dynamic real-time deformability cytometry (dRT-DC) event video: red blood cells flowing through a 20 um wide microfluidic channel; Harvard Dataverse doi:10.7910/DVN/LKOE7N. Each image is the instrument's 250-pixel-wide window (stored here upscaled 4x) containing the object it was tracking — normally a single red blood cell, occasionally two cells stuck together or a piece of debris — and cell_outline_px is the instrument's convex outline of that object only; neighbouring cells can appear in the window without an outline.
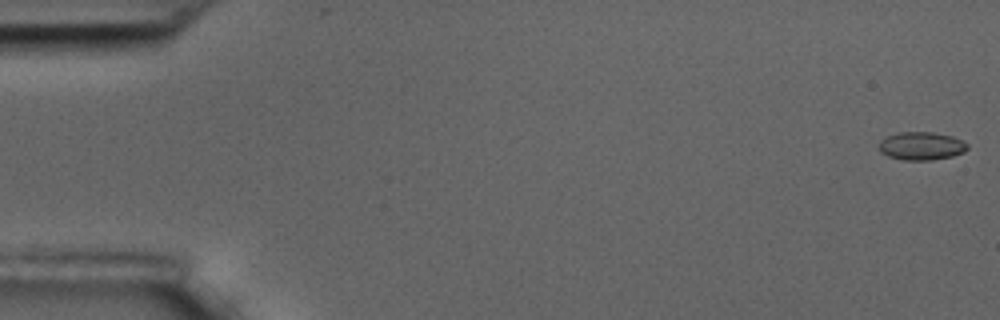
{"species": "common noctule bat (a hibernating species)", "species_latin": "Nyctalus noctula", "temperature_condition": "room temperature", "stored_images_in_passage": 17, "camera_frame_rate_fps": 3000, "um_per_image_px": 0.085, "animal": {"sex": "male", "body_mass_g": 17.5, "forearm_length_mm": 52.3}, "frame": {"image": 1, "passage_image": 1, "time_ms": 0.0, "image_size_px": [1000, 320], "cell_outline_px": [[968, 148], [964, 152], [952, 156], [932, 160], [904, 160], [888, 156], [880, 152], [880, 140], [888, 136], [900, 132], [932, 132], [952, 136], [964, 140], [968, 144]], "centroid_in_image_um": [78.35, 12.41], "position_along_channel_um": 6.6, "area_um2": 14.51}}
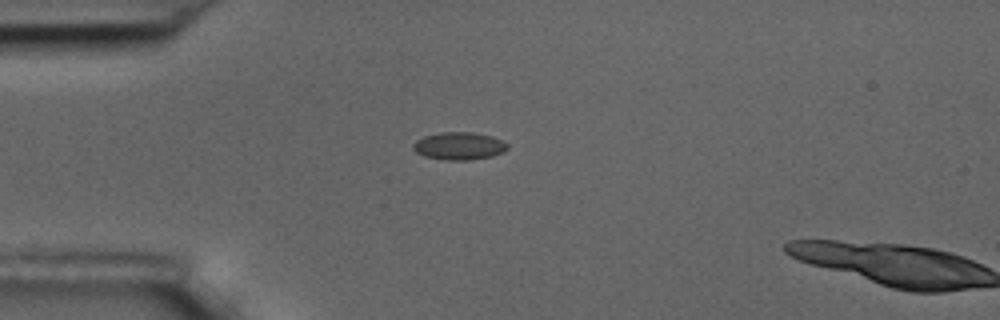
{"frame": {"image": 2, "passage_image": 15, "time_ms": 4.667, "image_size_px": [1000, 320], "cell_outline_px": [[508, 148], [504, 152], [492, 156], [468, 160], [448, 160], [424, 156], [416, 152], [412, 148], [412, 144], [416, 140], [424, 136], [440, 132], [472, 132], [492, 136], [508, 144]], "centroid_in_image_um": [39.01, 12.4], "position_along_channel_um": 46.0, "area_um2": 15.2}}